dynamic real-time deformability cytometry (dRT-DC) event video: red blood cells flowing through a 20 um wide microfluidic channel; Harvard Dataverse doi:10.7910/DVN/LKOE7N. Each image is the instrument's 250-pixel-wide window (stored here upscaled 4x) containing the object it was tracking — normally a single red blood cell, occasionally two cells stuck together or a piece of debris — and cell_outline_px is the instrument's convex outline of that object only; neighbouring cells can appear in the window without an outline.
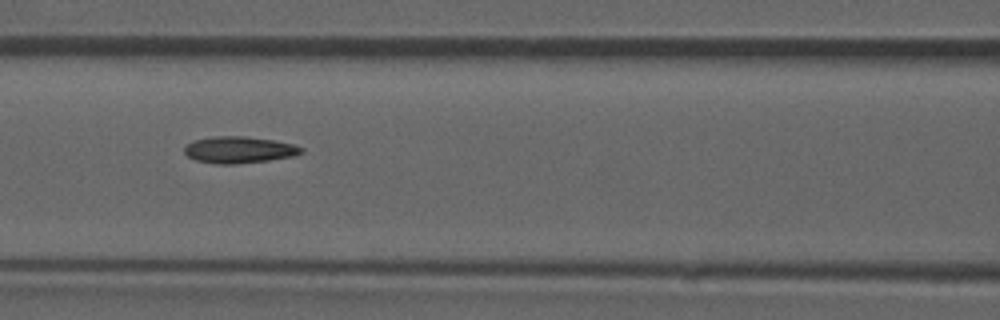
{"species": "common noctule bat (a hibernating species)", "species_latin": "Nyctalus noctula", "temperature_condition": "room temperature", "stored_images_in_passage": 44, "camera_frame_rate_fps": 3000, "um_per_image_px": 0.085, "animal": {"sex": "male", "forearm_length_mm": 52.5}, "frame": {"image": 1, "passage_image": 13, "time_ms": 4.0, "image_size_px": [1000, 320], "cell_outline_px": [[304, 152], [296, 156], [268, 160], [236, 164], [216, 164], [196, 160], [188, 156], [184, 152], [184, 148], [188, 144], [196, 140], [216, 136], [244, 136], [272, 140], [296, 144], [304, 148]], "centroid_in_image_um": [20.38, 12.74], "position_along_channel_um": 146.2, "area_um2": 18.15}}